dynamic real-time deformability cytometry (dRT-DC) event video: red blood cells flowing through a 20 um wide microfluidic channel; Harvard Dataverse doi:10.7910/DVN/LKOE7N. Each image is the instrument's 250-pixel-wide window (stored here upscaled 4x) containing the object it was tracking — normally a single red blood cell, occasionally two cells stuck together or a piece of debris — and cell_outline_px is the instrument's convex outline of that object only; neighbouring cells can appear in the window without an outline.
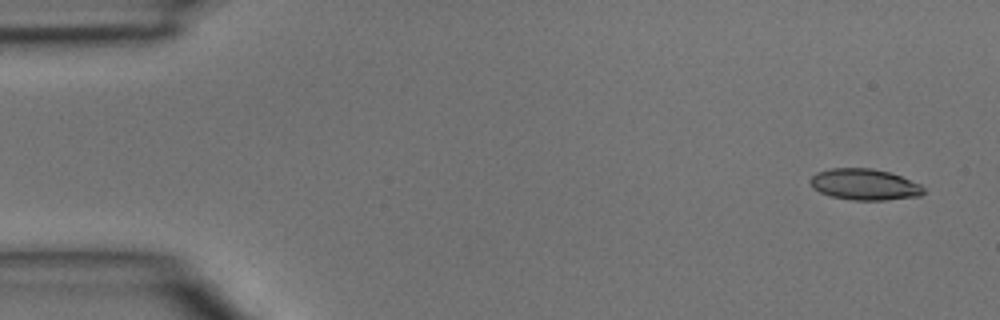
{"species": "common noctule bat (a hibernating species)", "species_latin": "Nyctalus noctula", "temperature_condition": "room temperature", "stored_images_in_passage": 3, "camera_frame_rate_fps": 3000, "um_per_image_px": 0.085, "animal": {"sex": "male", "body_mass_g": 15.6}, "frame": {"image": 1, "passage_image": 1, "time_ms": 0.0, "image_size_px": [1000, 320], "cell_outline_px": [[924, 192], [920, 196], [884, 200], [852, 200], [832, 196], [820, 192], [812, 188], [808, 180], [816, 172], [832, 168], [872, 168], [888, 172], [900, 176], [920, 184], [924, 188]], "centroid_in_image_um": [73.45, 15.68], "position_along_channel_um": 11.5, "area_um2": 20.58}}